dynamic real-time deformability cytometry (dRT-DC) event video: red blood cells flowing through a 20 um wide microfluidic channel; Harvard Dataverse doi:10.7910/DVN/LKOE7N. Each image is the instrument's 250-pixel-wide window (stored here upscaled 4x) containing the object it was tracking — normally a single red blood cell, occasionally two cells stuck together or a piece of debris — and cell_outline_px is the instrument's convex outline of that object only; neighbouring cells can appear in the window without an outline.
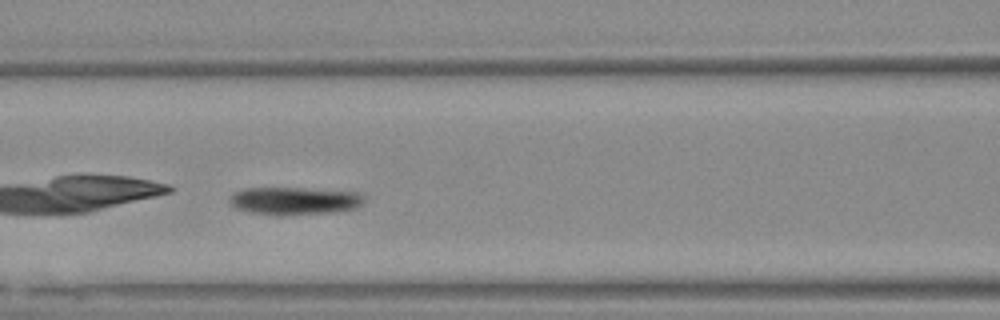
{"species": "Egyptian fruit bat (a non-hibernating species)", "species_latin": "Rousettus aegyptiacus", "temperature_condition": "warm", "stored_images_in_passage": 58, "camera_frame_rate_fps": 3000, "um_per_image_px": 0.085, "animal": {"sex": "female"}, "frame": {"image": 1, "passage_image": 24, "time_ms": 7.667, "image_size_px": [1000, 320], "cell_outline_px": [[364, 200], [356, 208], [332, 212], [276, 216], [252, 212], [236, 208], [228, 200], [228, 196], [244, 188], [304, 188], [364, 192]], "centroid_in_image_um": [25.05, 17.06], "position_along_channel_um": 141.6, "area_um2": 21.91}}
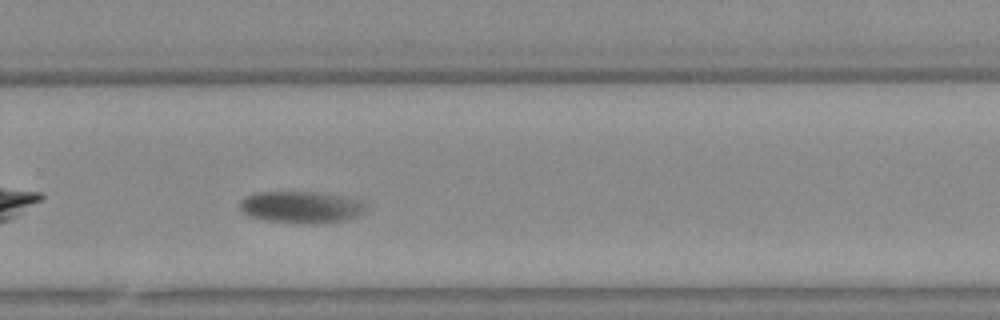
{"frame": {"image": 2, "passage_image": 38, "time_ms": 12.333, "image_size_px": [1000, 320], "cell_outline_px": [[364, 212], [356, 216], [344, 220], [324, 224], [292, 224], [264, 220], [248, 216], [240, 208], [240, 200], [244, 196], [256, 192], [316, 192], [340, 196], [360, 200], [364, 204]], "centroid_in_image_um": [25.54, 17.63], "position_along_channel_um": 304.3, "area_um2": 23.64}}
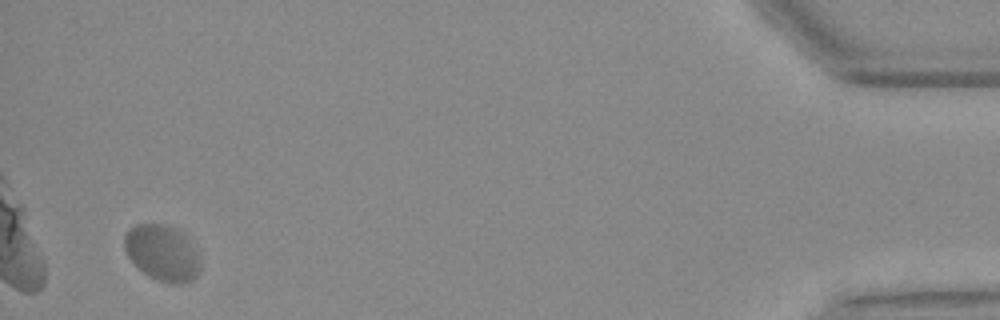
{"frame": {"image": 3, "passage_image": 55, "time_ms": 18.0, "image_size_px": [1000, 320], "cell_outline_px": [[200, 268], [196, 276], [188, 284], [168, 284], [156, 280], [148, 276], [128, 256], [124, 248], [124, 236], [128, 228], [136, 224], [164, 224], [176, 228], [188, 236], [200, 256]], "centroid_in_image_um": [13.83, 21.5], "position_along_channel_um": 421.4, "area_um2": 25.2}, "authors_computed_cell_mechanics": {"area_um2": 23.6402, "velocity_mm_per_s": 3.4931, "shape_relaxation_time_tau1_ms": 1.7237, "shape_relaxation_time_tau2_ms": null, "deformation_change_tau1": 0.2264, "deformation_change_tau2": null}}